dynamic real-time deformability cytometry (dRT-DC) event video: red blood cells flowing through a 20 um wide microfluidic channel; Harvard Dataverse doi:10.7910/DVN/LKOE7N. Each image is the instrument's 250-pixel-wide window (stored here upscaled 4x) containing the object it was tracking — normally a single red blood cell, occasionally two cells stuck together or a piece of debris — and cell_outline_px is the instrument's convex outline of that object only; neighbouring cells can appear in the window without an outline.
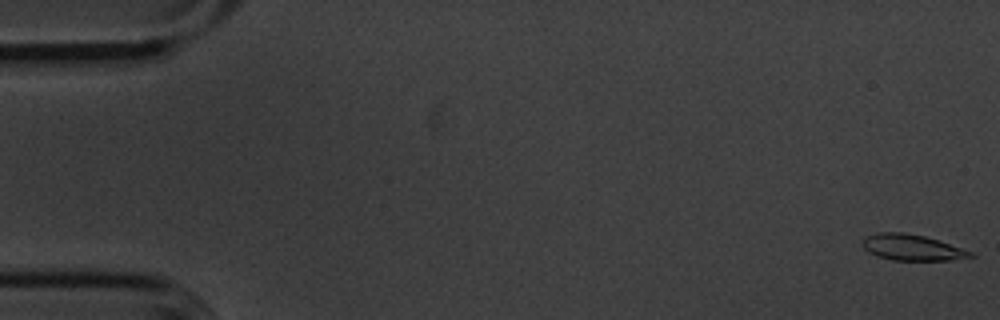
{"species": "common noctule bat (a hibernating species)", "species_latin": "Nyctalus noctula", "temperature_condition": "cold", "stored_images_in_passage": 57, "camera_frame_rate_fps": 3000, "um_per_image_px": 0.085, "animal": {"sex": "male", "body_mass_g": 20.1, "forearm_length_mm": 53.5}, "frame": {"image": 1, "passage_image": 1, "time_ms": 0.0, "image_size_px": [1000, 320], "cell_outline_px": [[976, 256], [948, 260], [892, 260], [876, 256], [868, 252], [864, 248], [864, 240], [868, 236], [880, 232], [904, 232], [924, 236], [940, 240], [972, 252]], "centroid_in_image_um": [77.54, 21.04], "position_along_channel_um": 7.5, "area_um2": 16.18}}
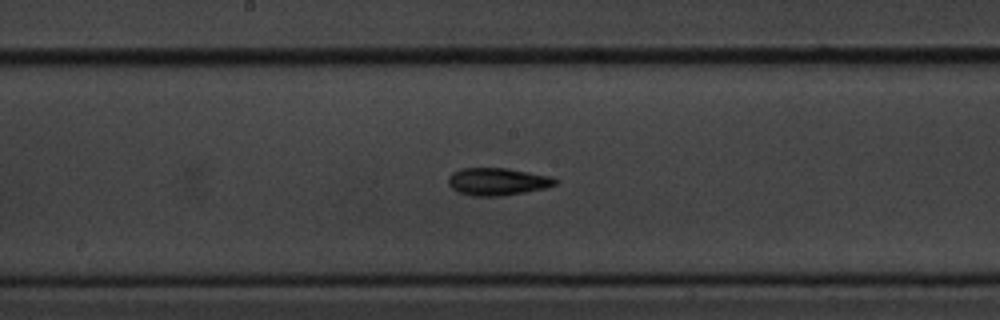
{"frame": {"image": 2, "passage_image": 29, "time_ms": 9.333, "image_size_px": [1000, 320], "cell_outline_px": [[560, 180], [556, 184], [544, 188], [524, 192], [500, 196], [472, 196], [460, 192], [452, 188], [448, 184], [448, 176], [452, 172], [460, 168], [508, 168], [552, 176]], "centroid_in_image_um": [42.29, 15.42], "position_along_channel_um": 205.9, "area_um2": 17.22}}
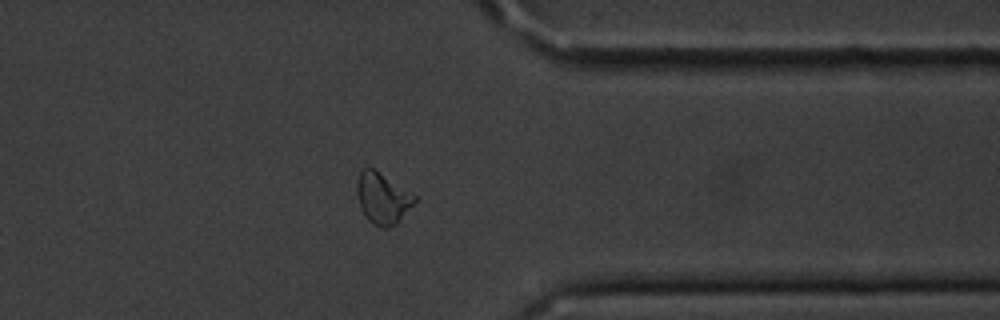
{"frame": {"image": 3, "passage_image": 44, "time_ms": 14.333, "image_size_px": [1000, 320], "cell_outline_px": [[420, 196], [400, 220], [396, 224], [388, 228], [380, 228], [372, 224], [368, 220], [360, 208], [356, 192], [356, 180], [360, 172], [364, 168], [372, 168]], "centroid_in_image_um": [32.53, 16.86], "position_along_channel_um": 378.9, "area_um2": 17.51}, "authors_computed_cell_mechanics": {"area_um2": 16.9354, "velocity_mm_per_s": 3.6084, "shape_relaxation_time_tau1_ms": 7.2246, "shape_relaxation_time_tau2_ms": 6.7379, "deformation_change_tau1": 0.1715, "deformation_change_tau2": 0.1347}}